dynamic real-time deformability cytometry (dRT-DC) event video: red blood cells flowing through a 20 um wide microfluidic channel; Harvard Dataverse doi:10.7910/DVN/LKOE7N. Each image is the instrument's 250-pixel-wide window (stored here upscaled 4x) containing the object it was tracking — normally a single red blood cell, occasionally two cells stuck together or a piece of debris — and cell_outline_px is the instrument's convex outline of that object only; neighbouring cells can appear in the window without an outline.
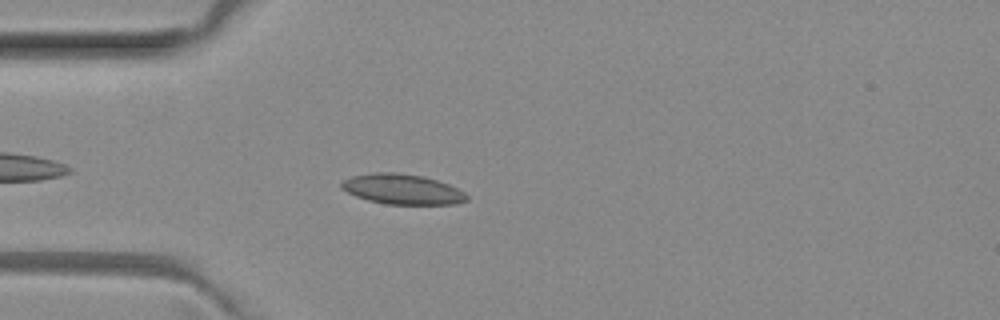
{"species": "common noctule bat (a hibernating species)", "species_latin": "Nyctalus noctula", "temperature_condition": "room temperature", "stored_images_in_passage": 1, "camera_frame_rate_fps": 3000, "um_per_image_px": 0.085, "animal": {"sex": "female", "body_mass_g": 29.2, "forearm_length_mm": 56.3}, "frame": {"image": 1, "passage_image": 1, "time_ms": 0.0, "image_size_px": [1000, 320], "cell_outline_px": [[468, 200], [456, 204], [384, 204], [368, 200], [356, 196], [340, 188], [340, 180], [352, 176], [372, 172], [396, 172], [424, 176], [448, 184], [464, 192], [468, 196]], "centroid_in_image_um": [34.16, 16.07], "position_along_channel_um": 50.8, "area_um2": 22.2}}